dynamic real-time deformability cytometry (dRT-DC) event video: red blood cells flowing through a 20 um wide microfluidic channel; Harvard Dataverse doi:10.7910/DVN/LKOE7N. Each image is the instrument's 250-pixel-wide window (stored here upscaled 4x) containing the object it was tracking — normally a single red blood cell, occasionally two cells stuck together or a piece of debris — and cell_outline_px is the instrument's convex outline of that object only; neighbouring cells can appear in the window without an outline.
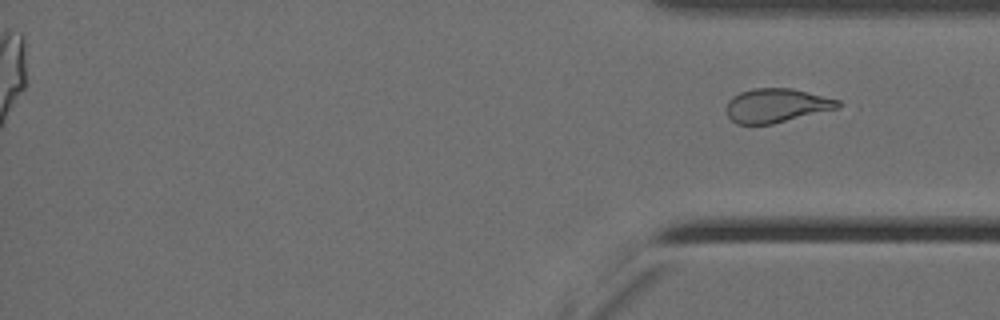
{"species": "Egyptian fruit bat (a non-hibernating species)", "species_latin": "Rousettus aegyptiacus", "temperature_condition": "cold", "stored_images_in_passage": 50, "segment_of_instrument_passage": [2, 2], "camera_frame_rate_fps": 3000, "um_per_image_px": 0.085, "animal": {"sex": "female"}, "frame": {"image": 1, "passage_image": 50, "time_ms": 16.333, "image_size_px": [1000, 320], "cell_outline_px": [[844, 104], [840, 108], [772, 124], [736, 124], [728, 116], [728, 100], [732, 96], [740, 92], [756, 88], [792, 88], [840, 100]], "centroid_in_image_um": [66.05, 8.97], "position_along_channel_um": 369.2, "area_um2": 22.14}}